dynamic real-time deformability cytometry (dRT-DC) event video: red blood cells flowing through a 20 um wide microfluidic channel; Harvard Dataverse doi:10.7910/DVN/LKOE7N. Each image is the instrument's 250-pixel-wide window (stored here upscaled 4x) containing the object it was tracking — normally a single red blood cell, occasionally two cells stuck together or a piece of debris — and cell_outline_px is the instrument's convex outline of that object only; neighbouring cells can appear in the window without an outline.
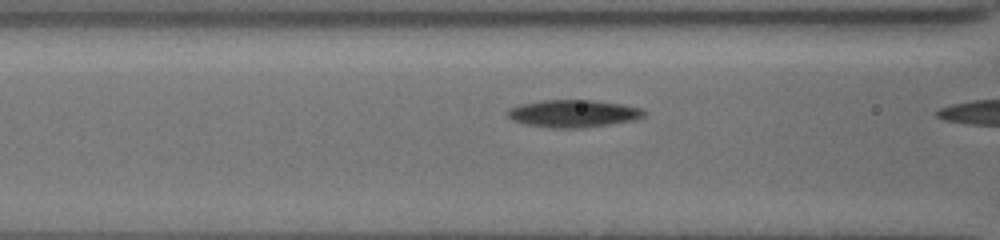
{"species": "common noctule bat (a hibernating species)", "species_latin": "Nyctalus noctula", "temperature_condition": "cold", "stored_images_in_passage": 8, "camera_frame_rate_fps": 3000, "um_per_image_px": 0.085, "animal": {"sex": "female", "body_mass_g": 19.5, "forearm_length_mm": 54.1}, "frame": {"image": 1, "passage_image": 7, "time_ms": 2.0, "image_size_px": [1000, 240], "cell_outline_px": [[644, 116], [632, 120], [584, 128], [548, 128], [528, 124], [512, 120], [508, 116], [508, 108], [540, 100], [592, 100], [620, 104], [640, 108], [644, 112]], "centroid_in_image_um": [48.7, 9.65], "position_along_channel_um": 117.9, "area_um2": 21.5}}